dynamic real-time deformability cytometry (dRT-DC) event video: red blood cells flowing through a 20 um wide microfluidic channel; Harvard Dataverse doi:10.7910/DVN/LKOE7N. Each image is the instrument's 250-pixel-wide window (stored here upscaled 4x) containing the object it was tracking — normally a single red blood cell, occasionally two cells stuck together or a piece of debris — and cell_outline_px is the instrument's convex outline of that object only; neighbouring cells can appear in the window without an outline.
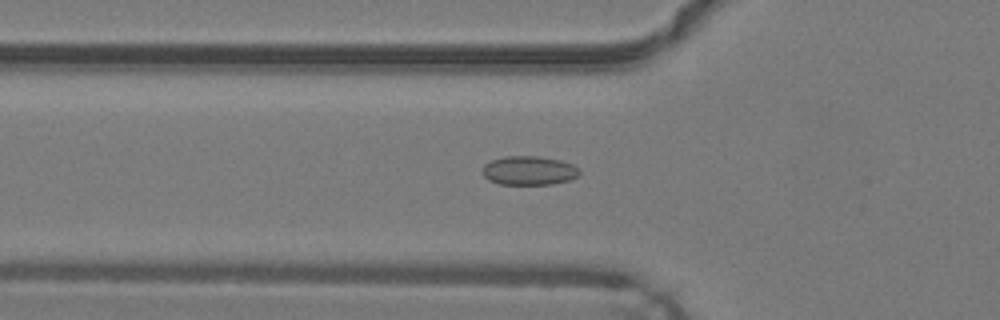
{"species": "common noctule bat (a hibernating species)", "species_latin": "Nyctalus noctula", "temperature_condition": "warm", "stored_images_in_passage": 33, "camera_frame_rate_fps": 3000, "um_per_image_px": 0.085, "animal": {"sex": "male", "body_mass_g": 19.2, "forearm_length_mm": 51.8}, "frame": {"image": 1, "passage_image": 2, "time_ms": 0.333, "image_size_px": [1000, 320], "cell_outline_px": [[580, 172], [576, 176], [568, 180], [552, 184], [500, 184], [488, 180], [484, 176], [484, 164], [492, 160], [504, 156], [536, 156], [560, 160], [572, 164]], "centroid_in_image_um": [44.94, 14.49], "position_along_channel_um": 80.9, "area_um2": 16.13}}
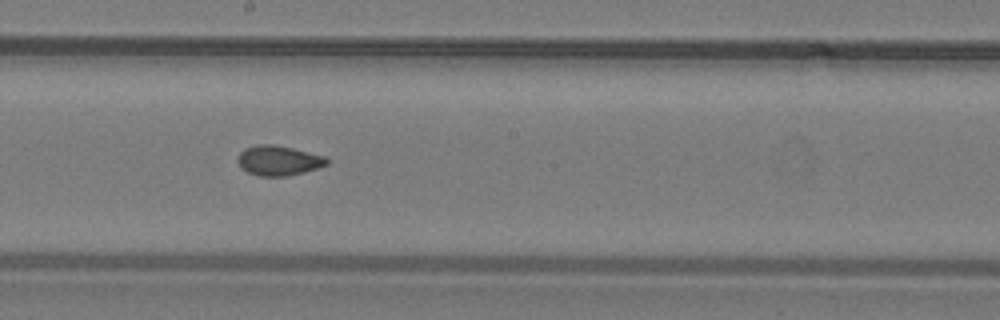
{"frame": {"image": 2, "passage_image": 12, "time_ms": 3.667, "image_size_px": [1000, 320], "cell_outline_px": [[328, 164], [320, 168], [304, 172], [284, 176], [260, 176], [248, 172], [240, 168], [236, 160], [240, 152], [244, 148], [256, 144], [272, 144], [292, 148], [324, 156], [328, 160]], "centroid_in_image_um": [23.64, 13.64], "position_along_channel_um": 224.6, "area_um2": 15.61}}
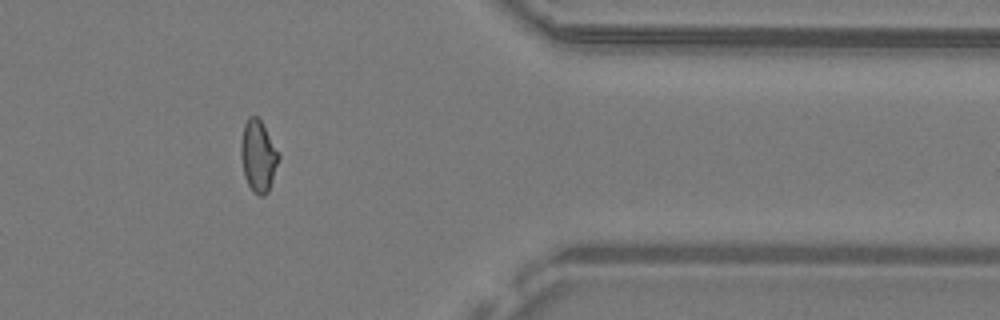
{"frame": {"image": 3, "passage_image": 25, "time_ms": 8.0, "image_size_px": [1000, 320], "cell_outline_px": [[280, 156], [268, 192], [264, 196], [260, 196], [252, 192], [244, 176], [240, 156], [240, 144], [244, 124], [248, 116], [256, 116], [260, 120]], "centroid_in_image_um": [21.91, 13.29], "position_along_channel_um": 389.5, "area_um2": 15.61}, "authors_computed_cell_mechanics": {"area_um2": 15.3748, "velocity_mm_per_s": 4.2773, "shape_relaxation_time_tau1_ms": null, "shape_relaxation_time_tau2_ms": 1.7348, "deformation_change_tau1": null, "deformation_change_tau2": 0.0572}}